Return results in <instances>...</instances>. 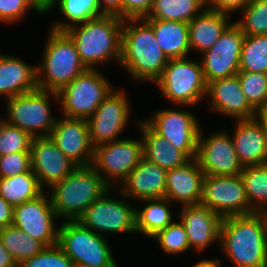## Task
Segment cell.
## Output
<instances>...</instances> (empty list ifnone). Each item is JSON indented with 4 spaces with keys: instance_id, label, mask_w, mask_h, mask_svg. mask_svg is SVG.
Segmentation results:
<instances>
[{
    "instance_id": "obj_36",
    "label": "cell",
    "mask_w": 267,
    "mask_h": 267,
    "mask_svg": "<svg viewBox=\"0 0 267 267\" xmlns=\"http://www.w3.org/2000/svg\"><path fill=\"white\" fill-rule=\"evenodd\" d=\"M241 88L249 105L256 111L267 107V73L239 71Z\"/></svg>"
},
{
    "instance_id": "obj_32",
    "label": "cell",
    "mask_w": 267,
    "mask_h": 267,
    "mask_svg": "<svg viewBox=\"0 0 267 267\" xmlns=\"http://www.w3.org/2000/svg\"><path fill=\"white\" fill-rule=\"evenodd\" d=\"M58 9L65 20L50 25L54 31H66L74 25L103 16L98 0H57Z\"/></svg>"
},
{
    "instance_id": "obj_6",
    "label": "cell",
    "mask_w": 267,
    "mask_h": 267,
    "mask_svg": "<svg viewBox=\"0 0 267 267\" xmlns=\"http://www.w3.org/2000/svg\"><path fill=\"white\" fill-rule=\"evenodd\" d=\"M155 84L166 100L179 107H195L207 93L201 64L188 57L169 59Z\"/></svg>"
},
{
    "instance_id": "obj_27",
    "label": "cell",
    "mask_w": 267,
    "mask_h": 267,
    "mask_svg": "<svg viewBox=\"0 0 267 267\" xmlns=\"http://www.w3.org/2000/svg\"><path fill=\"white\" fill-rule=\"evenodd\" d=\"M143 140L144 158L165 170L185 165L190 159L164 137L157 134L145 121H136Z\"/></svg>"
},
{
    "instance_id": "obj_4",
    "label": "cell",
    "mask_w": 267,
    "mask_h": 267,
    "mask_svg": "<svg viewBox=\"0 0 267 267\" xmlns=\"http://www.w3.org/2000/svg\"><path fill=\"white\" fill-rule=\"evenodd\" d=\"M111 187L90 166L76 167L66 178L52 185L49 197L58 219L77 221L83 212Z\"/></svg>"
},
{
    "instance_id": "obj_43",
    "label": "cell",
    "mask_w": 267,
    "mask_h": 267,
    "mask_svg": "<svg viewBox=\"0 0 267 267\" xmlns=\"http://www.w3.org/2000/svg\"><path fill=\"white\" fill-rule=\"evenodd\" d=\"M153 0H122V19H141L148 16Z\"/></svg>"
},
{
    "instance_id": "obj_2",
    "label": "cell",
    "mask_w": 267,
    "mask_h": 267,
    "mask_svg": "<svg viewBox=\"0 0 267 267\" xmlns=\"http://www.w3.org/2000/svg\"><path fill=\"white\" fill-rule=\"evenodd\" d=\"M153 28L143 19H123L119 65L137 82L155 83L168 63Z\"/></svg>"
},
{
    "instance_id": "obj_45",
    "label": "cell",
    "mask_w": 267,
    "mask_h": 267,
    "mask_svg": "<svg viewBox=\"0 0 267 267\" xmlns=\"http://www.w3.org/2000/svg\"><path fill=\"white\" fill-rule=\"evenodd\" d=\"M104 15H113L122 19V0H98Z\"/></svg>"
},
{
    "instance_id": "obj_21",
    "label": "cell",
    "mask_w": 267,
    "mask_h": 267,
    "mask_svg": "<svg viewBox=\"0 0 267 267\" xmlns=\"http://www.w3.org/2000/svg\"><path fill=\"white\" fill-rule=\"evenodd\" d=\"M166 180L167 170L143 157L138 166L115 190L132 201L164 198Z\"/></svg>"
},
{
    "instance_id": "obj_7",
    "label": "cell",
    "mask_w": 267,
    "mask_h": 267,
    "mask_svg": "<svg viewBox=\"0 0 267 267\" xmlns=\"http://www.w3.org/2000/svg\"><path fill=\"white\" fill-rule=\"evenodd\" d=\"M50 98L59 101L58 93L36 89L6 99L7 123L27 132L32 138L50 136L56 119Z\"/></svg>"
},
{
    "instance_id": "obj_13",
    "label": "cell",
    "mask_w": 267,
    "mask_h": 267,
    "mask_svg": "<svg viewBox=\"0 0 267 267\" xmlns=\"http://www.w3.org/2000/svg\"><path fill=\"white\" fill-rule=\"evenodd\" d=\"M200 204L221 218L253 213L240 175H205Z\"/></svg>"
},
{
    "instance_id": "obj_26",
    "label": "cell",
    "mask_w": 267,
    "mask_h": 267,
    "mask_svg": "<svg viewBox=\"0 0 267 267\" xmlns=\"http://www.w3.org/2000/svg\"><path fill=\"white\" fill-rule=\"evenodd\" d=\"M229 16L205 7L188 23L190 51H196L201 55L209 50L233 23L229 21Z\"/></svg>"
},
{
    "instance_id": "obj_42",
    "label": "cell",
    "mask_w": 267,
    "mask_h": 267,
    "mask_svg": "<svg viewBox=\"0 0 267 267\" xmlns=\"http://www.w3.org/2000/svg\"><path fill=\"white\" fill-rule=\"evenodd\" d=\"M33 7L28 0H0V23H18Z\"/></svg>"
},
{
    "instance_id": "obj_22",
    "label": "cell",
    "mask_w": 267,
    "mask_h": 267,
    "mask_svg": "<svg viewBox=\"0 0 267 267\" xmlns=\"http://www.w3.org/2000/svg\"><path fill=\"white\" fill-rule=\"evenodd\" d=\"M178 219L183 223L190 248L203 252L211 244H218L222 218L201 204L182 206Z\"/></svg>"
},
{
    "instance_id": "obj_52",
    "label": "cell",
    "mask_w": 267,
    "mask_h": 267,
    "mask_svg": "<svg viewBox=\"0 0 267 267\" xmlns=\"http://www.w3.org/2000/svg\"><path fill=\"white\" fill-rule=\"evenodd\" d=\"M72 267H92L83 263H73Z\"/></svg>"
},
{
    "instance_id": "obj_34",
    "label": "cell",
    "mask_w": 267,
    "mask_h": 267,
    "mask_svg": "<svg viewBox=\"0 0 267 267\" xmlns=\"http://www.w3.org/2000/svg\"><path fill=\"white\" fill-rule=\"evenodd\" d=\"M3 246L19 266L24 260L40 253L45 246L24 231L10 225L0 229Z\"/></svg>"
},
{
    "instance_id": "obj_12",
    "label": "cell",
    "mask_w": 267,
    "mask_h": 267,
    "mask_svg": "<svg viewBox=\"0 0 267 267\" xmlns=\"http://www.w3.org/2000/svg\"><path fill=\"white\" fill-rule=\"evenodd\" d=\"M192 111L161 109L144 120L157 134L171 142L190 160L196 159L201 123Z\"/></svg>"
},
{
    "instance_id": "obj_35",
    "label": "cell",
    "mask_w": 267,
    "mask_h": 267,
    "mask_svg": "<svg viewBox=\"0 0 267 267\" xmlns=\"http://www.w3.org/2000/svg\"><path fill=\"white\" fill-rule=\"evenodd\" d=\"M239 69L267 73V35L244 37Z\"/></svg>"
},
{
    "instance_id": "obj_1",
    "label": "cell",
    "mask_w": 267,
    "mask_h": 267,
    "mask_svg": "<svg viewBox=\"0 0 267 267\" xmlns=\"http://www.w3.org/2000/svg\"><path fill=\"white\" fill-rule=\"evenodd\" d=\"M219 244L234 267H267V213L222 218Z\"/></svg>"
},
{
    "instance_id": "obj_48",
    "label": "cell",
    "mask_w": 267,
    "mask_h": 267,
    "mask_svg": "<svg viewBox=\"0 0 267 267\" xmlns=\"http://www.w3.org/2000/svg\"><path fill=\"white\" fill-rule=\"evenodd\" d=\"M0 267H18V265L12 259L10 253L3 246L1 237H0Z\"/></svg>"
},
{
    "instance_id": "obj_19",
    "label": "cell",
    "mask_w": 267,
    "mask_h": 267,
    "mask_svg": "<svg viewBox=\"0 0 267 267\" xmlns=\"http://www.w3.org/2000/svg\"><path fill=\"white\" fill-rule=\"evenodd\" d=\"M50 138L77 166L92 164L94 146L89 136L87 119L58 117Z\"/></svg>"
},
{
    "instance_id": "obj_30",
    "label": "cell",
    "mask_w": 267,
    "mask_h": 267,
    "mask_svg": "<svg viewBox=\"0 0 267 267\" xmlns=\"http://www.w3.org/2000/svg\"><path fill=\"white\" fill-rule=\"evenodd\" d=\"M43 190L31 169L20 175L0 178V196L13 207L38 198L45 192Z\"/></svg>"
},
{
    "instance_id": "obj_20",
    "label": "cell",
    "mask_w": 267,
    "mask_h": 267,
    "mask_svg": "<svg viewBox=\"0 0 267 267\" xmlns=\"http://www.w3.org/2000/svg\"><path fill=\"white\" fill-rule=\"evenodd\" d=\"M210 108L235 120L253 119L256 111L249 105L237 75L213 80L207 84Z\"/></svg>"
},
{
    "instance_id": "obj_31",
    "label": "cell",
    "mask_w": 267,
    "mask_h": 267,
    "mask_svg": "<svg viewBox=\"0 0 267 267\" xmlns=\"http://www.w3.org/2000/svg\"><path fill=\"white\" fill-rule=\"evenodd\" d=\"M205 7L206 0H153L150 13L143 19L189 23Z\"/></svg>"
},
{
    "instance_id": "obj_47",
    "label": "cell",
    "mask_w": 267,
    "mask_h": 267,
    "mask_svg": "<svg viewBox=\"0 0 267 267\" xmlns=\"http://www.w3.org/2000/svg\"><path fill=\"white\" fill-rule=\"evenodd\" d=\"M56 1L57 0H28L36 14L38 13L39 15H44L47 12H51L56 6Z\"/></svg>"
},
{
    "instance_id": "obj_23",
    "label": "cell",
    "mask_w": 267,
    "mask_h": 267,
    "mask_svg": "<svg viewBox=\"0 0 267 267\" xmlns=\"http://www.w3.org/2000/svg\"><path fill=\"white\" fill-rule=\"evenodd\" d=\"M204 172L196 159L185 165L167 171L165 197L173 204H200L202 198Z\"/></svg>"
},
{
    "instance_id": "obj_44",
    "label": "cell",
    "mask_w": 267,
    "mask_h": 267,
    "mask_svg": "<svg viewBox=\"0 0 267 267\" xmlns=\"http://www.w3.org/2000/svg\"><path fill=\"white\" fill-rule=\"evenodd\" d=\"M252 0H206V7L221 13L233 15V12L241 11Z\"/></svg>"
},
{
    "instance_id": "obj_49",
    "label": "cell",
    "mask_w": 267,
    "mask_h": 267,
    "mask_svg": "<svg viewBox=\"0 0 267 267\" xmlns=\"http://www.w3.org/2000/svg\"><path fill=\"white\" fill-rule=\"evenodd\" d=\"M255 118L259 121L264 130L266 138V150H267V107L263 110L258 111L255 115Z\"/></svg>"
},
{
    "instance_id": "obj_18",
    "label": "cell",
    "mask_w": 267,
    "mask_h": 267,
    "mask_svg": "<svg viewBox=\"0 0 267 267\" xmlns=\"http://www.w3.org/2000/svg\"><path fill=\"white\" fill-rule=\"evenodd\" d=\"M30 159L31 170L44 191L78 167L56 146L50 136L32 138Z\"/></svg>"
},
{
    "instance_id": "obj_39",
    "label": "cell",
    "mask_w": 267,
    "mask_h": 267,
    "mask_svg": "<svg viewBox=\"0 0 267 267\" xmlns=\"http://www.w3.org/2000/svg\"><path fill=\"white\" fill-rule=\"evenodd\" d=\"M32 137L18 127L7 124L0 138V157L17 152H30Z\"/></svg>"
},
{
    "instance_id": "obj_28",
    "label": "cell",
    "mask_w": 267,
    "mask_h": 267,
    "mask_svg": "<svg viewBox=\"0 0 267 267\" xmlns=\"http://www.w3.org/2000/svg\"><path fill=\"white\" fill-rule=\"evenodd\" d=\"M144 20L153 28L155 38L168 59L186 58L190 54L188 23Z\"/></svg>"
},
{
    "instance_id": "obj_38",
    "label": "cell",
    "mask_w": 267,
    "mask_h": 267,
    "mask_svg": "<svg viewBox=\"0 0 267 267\" xmlns=\"http://www.w3.org/2000/svg\"><path fill=\"white\" fill-rule=\"evenodd\" d=\"M152 239L159 242L161 250L166 254H179L187 252L190 249V244L186 234V229L183 223L174 220L165 229L159 231Z\"/></svg>"
},
{
    "instance_id": "obj_40",
    "label": "cell",
    "mask_w": 267,
    "mask_h": 267,
    "mask_svg": "<svg viewBox=\"0 0 267 267\" xmlns=\"http://www.w3.org/2000/svg\"><path fill=\"white\" fill-rule=\"evenodd\" d=\"M72 259L54 245L45 247L40 253L24 260L18 267H72Z\"/></svg>"
},
{
    "instance_id": "obj_50",
    "label": "cell",
    "mask_w": 267,
    "mask_h": 267,
    "mask_svg": "<svg viewBox=\"0 0 267 267\" xmlns=\"http://www.w3.org/2000/svg\"><path fill=\"white\" fill-rule=\"evenodd\" d=\"M221 263L222 262L219 258L203 259L191 267H220Z\"/></svg>"
},
{
    "instance_id": "obj_41",
    "label": "cell",
    "mask_w": 267,
    "mask_h": 267,
    "mask_svg": "<svg viewBox=\"0 0 267 267\" xmlns=\"http://www.w3.org/2000/svg\"><path fill=\"white\" fill-rule=\"evenodd\" d=\"M30 169V152H17L0 157V178L20 175Z\"/></svg>"
},
{
    "instance_id": "obj_37",
    "label": "cell",
    "mask_w": 267,
    "mask_h": 267,
    "mask_svg": "<svg viewBox=\"0 0 267 267\" xmlns=\"http://www.w3.org/2000/svg\"><path fill=\"white\" fill-rule=\"evenodd\" d=\"M241 13L235 23L245 36L267 35V0H252Z\"/></svg>"
},
{
    "instance_id": "obj_16",
    "label": "cell",
    "mask_w": 267,
    "mask_h": 267,
    "mask_svg": "<svg viewBox=\"0 0 267 267\" xmlns=\"http://www.w3.org/2000/svg\"><path fill=\"white\" fill-rule=\"evenodd\" d=\"M244 37L241 28L233 21L215 44L201 54L200 63L207 84L237 75Z\"/></svg>"
},
{
    "instance_id": "obj_5",
    "label": "cell",
    "mask_w": 267,
    "mask_h": 267,
    "mask_svg": "<svg viewBox=\"0 0 267 267\" xmlns=\"http://www.w3.org/2000/svg\"><path fill=\"white\" fill-rule=\"evenodd\" d=\"M50 31L41 63L36 65L38 89L59 92L87 68L81 62L76 45L65 31Z\"/></svg>"
},
{
    "instance_id": "obj_10",
    "label": "cell",
    "mask_w": 267,
    "mask_h": 267,
    "mask_svg": "<svg viewBox=\"0 0 267 267\" xmlns=\"http://www.w3.org/2000/svg\"><path fill=\"white\" fill-rule=\"evenodd\" d=\"M143 157L142 137L140 140L121 138L94 147L91 166L115 189L138 166Z\"/></svg>"
},
{
    "instance_id": "obj_25",
    "label": "cell",
    "mask_w": 267,
    "mask_h": 267,
    "mask_svg": "<svg viewBox=\"0 0 267 267\" xmlns=\"http://www.w3.org/2000/svg\"><path fill=\"white\" fill-rule=\"evenodd\" d=\"M36 89V65H30L14 55L0 54V96L4 95L7 99Z\"/></svg>"
},
{
    "instance_id": "obj_29",
    "label": "cell",
    "mask_w": 267,
    "mask_h": 267,
    "mask_svg": "<svg viewBox=\"0 0 267 267\" xmlns=\"http://www.w3.org/2000/svg\"><path fill=\"white\" fill-rule=\"evenodd\" d=\"M146 204L143 209L136 207V231L138 234L154 237L159 231L165 229L173 221L170 211L171 202L166 198H155L142 200Z\"/></svg>"
},
{
    "instance_id": "obj_9",
    "label": "cell",
    "mask_w": 267,
    "mask_h": 267,
    "mask_svg": "<svg viewBox=\"0 0 267 267\" xmlns=\"http://www.w3.org/2000/svg\"><path fill=\"white\" fill-rule=\"evenodd\" d=\"M57 245L73 263L92 267H118L106 238L78 221H63L58 229Z\"/></svg>"
},
{
    "instance_id": "obj_24",
    "label": "cell",
    "mask_w": 267,
    "mask_h": 267,
    "mask_svg": "<svg viewBox=\"0 0 267 267\" xmlns=\"http://www.w3.org/2000/svg\"><path fill=\"white\" fill-rule=\"evenodd\" d=\"M231 138L243 166L267 163L266 138L256 118L236 120Z\"/></svg>"
},
{
    "instance_id": "obj_8",
    "label": "cell",
    "mask_w": 267,
    "mask_h": 267,
    "mask_svg": "<svg viewBox=\"0 0 267 267\" xmlns=\"http://www.w3.org/2000/svg\"><path fill=\"white\" fill-rule=\"evenodd\" d=\"M98 70L87 69L57 92L61 116L88 119L115 88Z\"/></svg>"
},
{
    "instance_id": "obj_15",
    "label": "cell",
    "mask_w": 267,
    "mask_h": 267,
    "mask_svg": "<svg viewBox=\"0 0 267 267\" xmlns=\"http://www.w3.org/2000/svg\"><path fill=\"white\" fill-rule=\"evenodd\" d=\"M231 134L217 131L209 136L199 132L196 160L205 175L235 176L240 175L244 166L239 161Z\"/></svg>"
},
{
    "instance_id": "obj_14",
    "label": "cell",
    "mask_w": 267,
    "mask_h": 267,
    "mask_svg": "<svg viewBox=\"0 0 267 267\" xmlns=\"http://www.w3.org/2000/svg\"><path fill=\"white\" fill-rule=\"evenodd\" d=\"M126 94L124 89H113L87 119L94 147L121 139L119 135L130 120V102Z\"/></svg>"
},
{
    "instance_id": "obj_33",
    "label": "cell",
    "mask_w": 267,
    "mask_h": 267,
    "mask_svg": "<svg viewBox=\"0 0 267 267\" xmlns=\"http://www.w3.org/2000/svg\"><path fill=\"white\" fill-rule=\"evenodd\" d=\"M240 176L253 212L267 213V163L244 166Z\"/></svg>"
},
{
    "instance_id": "obj_17",
    "label": "cell",
    "mask_w": 267,
    "mask_h": 267,
    "mask_svg": "<svg viewBox=\"0 0 267 267\" xmlns=\"http://www.w3.org/2000/svg\"><path fill=\"white\" fill-rule=\"evenodd\" d=\"M47 196L43 193L34 200L15 206L12 225L40 241L45 247H51L58 243L59 228L55 225L58 217L49 194Z\"/></svg>"
},
{
    "instance_id": "obj_51",
    "label": "cell",
    "mask_w": 267,
    "mask_h": 267,
    "mask_svg": "<svg viewBox=\"0 0 267 267\" xmlns=\"http://www.w3.org/2000/svg\"><path fill=\"white\" fill-rule=\"evenodd\" d=\"M5 120V121H4ZM8 123H7V119H6V117H5V119L4 118H1V115H0V138H1V135L3 134V131H4V129H5V126L7 125Z\"/></svg>"
},
{
    "instance_id": "obj_3",
    "label": "cell",
    "mask_w": 267,
    "mask_h": 267,
    "mask_svg": "<svg viewBox=\"0 0 267 267\" xmlns=\"http://www.w3.org/2000/svg\"><path fill=\"white\" fill-rule=\"evenodd\" d=\"M123 19L113 15L88 20L74 25L65 32L74 41L81 62L87 69H97L96 64L120 63Z\"/></svg>"
},
{
    "instance_id": "obj_11",
    "label": "cell",
    "mask_w": 267,
    "mask_h": 267,
    "mask_svg": "<svg viewBox=\"0 0 267 267\" xmlns=\"http://www.w3.org/2000/svg\"><path fill=\"white\" fill-rule=\"evenodd\" d=\"M113 188L107 191L101 198L95 200L77 219L84 227L93 232L103 233H137L136 231V206H132L126 196L124 199L110 196Z\"/></svg>"
},
{
    "instance_id": "obj_46",
    "label": "cell",
    "mask_w": 267,
    "mask_h": 267,
    "mask_svg": "<svg viewBox=\"0 0 267 267\" xmlns=\"http://www.w3.org/2000/svg\"><path fill=\"white\" fill-rule=\"evenodd\" d=\"M14 207L0 196V229L13 223Z\"/></svg>"
}]
</instances>
